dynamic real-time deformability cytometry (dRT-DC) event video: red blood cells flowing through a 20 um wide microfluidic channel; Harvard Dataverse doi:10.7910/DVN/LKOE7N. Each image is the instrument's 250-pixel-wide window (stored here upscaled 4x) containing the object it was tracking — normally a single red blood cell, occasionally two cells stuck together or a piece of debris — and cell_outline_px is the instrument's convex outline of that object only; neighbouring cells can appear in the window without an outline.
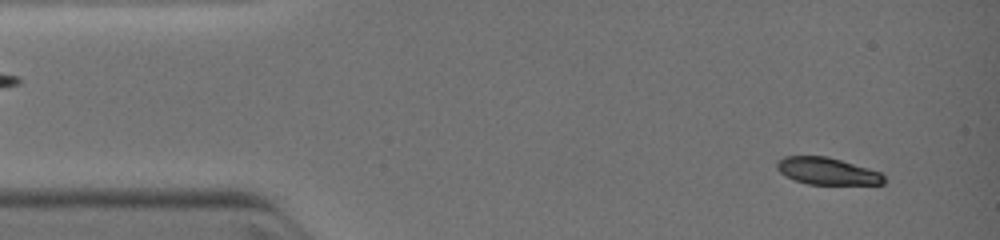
{"species": "common noctule bat (a hibernating species)", "species_latin": "Nyctalus noctula", "temperature_condition": "warm", "stored_images_in_passage": 50, "camera_frame_rate_fps": 3000, "um_per_image_px": 0.085, "animal": {"sex": "female", "body_mass_g": 19.0, "forearm_length_mm": 51.5}, "frame": {"image": 1, "passage_image": 2, "time_ms": 0.333, "image_size_px": [1000, 240], "cell_outline_px": [[888, 180], [884, 184], [808, 184], [784, 176], [776, 168], [776, 164], [784, 156], [824, 156], [840, 160], [868, 168], [880, 172]], "centroid_in_image_um": [70.32, 14.55], "position_along_channel_um": 14.7, "area_um2": 16.76}}
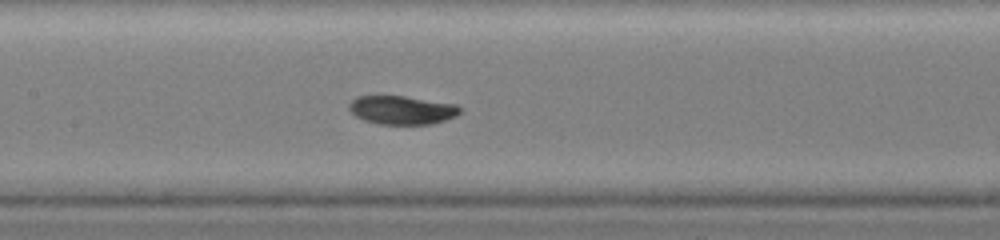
{"frame": {"image": 2, "passage_image": 29, "time_ms": 5.333, "image_size_px": [1000, 240], "cell_outline_px": [[460, 112], [456, 116], [432, 124], [380, 124], [364, 120], [356, 116], [348, 108], [348, 104], [352, 100], [360, 96], [404, 96], [456, 104], [460, 108]], "centroid_in_image_um": [34.16, 9.35], "position_along_channel_um": 173.2, "area_um2": 18.32}}
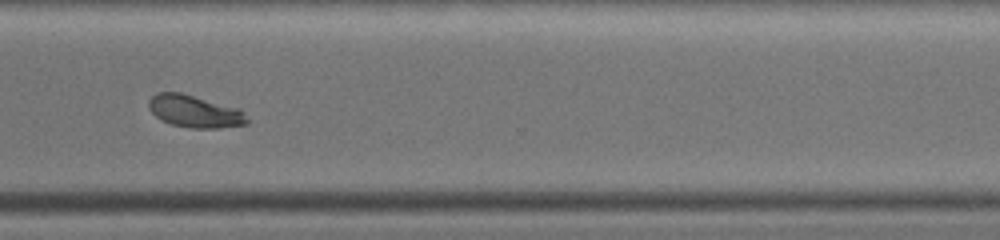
{"frame": {"image": 3, "passage_image": 49, "time_ms": 9.0, "image_size_px": [1000, 240], "cell_outline_px": [[248, 124], [220, 128], [188, 128], [172, 124], [160, 120], [148, 108], [148, 100], [156, 92], [180, 92], [240, 108], [244, 112], [248, 120]], "centroid_in_image_um": [16.55, 9.46], "position_along_channel_um": 354.1, "area_um2": 18.73}}